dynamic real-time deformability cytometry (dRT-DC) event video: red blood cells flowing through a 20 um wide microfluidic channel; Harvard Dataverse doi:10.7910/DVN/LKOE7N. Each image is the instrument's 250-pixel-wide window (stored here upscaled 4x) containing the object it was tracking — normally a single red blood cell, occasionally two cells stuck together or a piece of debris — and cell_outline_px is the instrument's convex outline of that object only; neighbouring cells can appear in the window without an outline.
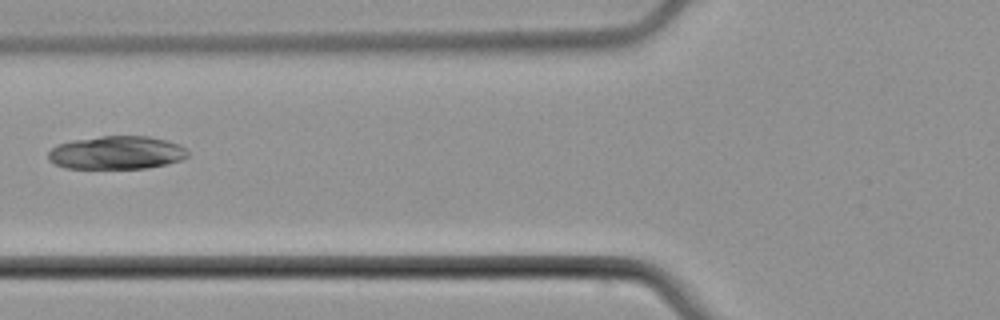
{"species": "common noctule bat (a hibernating species)", "species_latin": "Nyctalus noctula", "temperature_condition": "cold", "stored_images_in_passage": 3, "camera_frame_rate_fps": 3000, "um_per_image_px": 0.085, "animal": {"sex": "male", "body_mass_g": 21.5, "forearm_length_mm": 52.0}, "frame": {"image": 1, "passage_image": 3, "time_ms": 3.0, "image_size_px": [1000, 320], "cell_outline_px": [[188, 156], [180, 160], [148, 168], [64, 168], [48, 160], [48, 152], [56, 144], [72, 140], [100, 136], [148, 136], [180, 144], [188, 152]], "centroid_in_image_um": [9.87, 12.97], "position_along_channel_um": 115.9, "area_um2": 26.99}}